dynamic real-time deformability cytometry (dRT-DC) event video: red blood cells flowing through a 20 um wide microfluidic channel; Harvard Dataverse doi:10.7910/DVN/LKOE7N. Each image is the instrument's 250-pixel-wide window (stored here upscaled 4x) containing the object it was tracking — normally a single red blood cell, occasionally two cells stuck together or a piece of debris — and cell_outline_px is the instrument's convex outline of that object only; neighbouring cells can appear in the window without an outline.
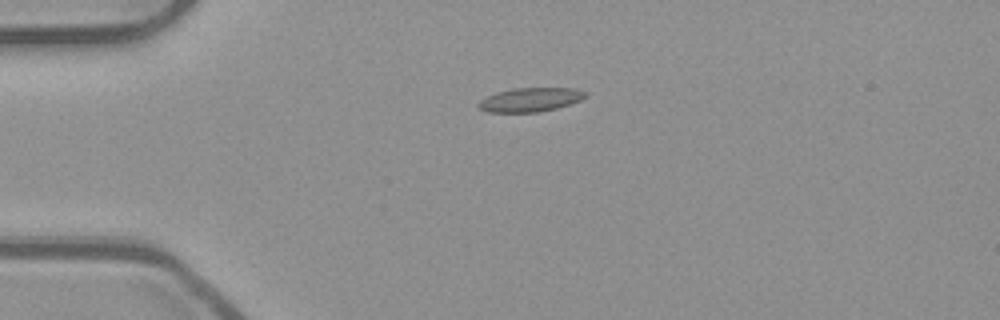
{"species": "common noctule bat (a hibernating species)", "species_latin": "Nyctalus noctula", "temperature_condition": "room temperature", "stored_images_in_passage": 41, "camera_frame_rate_fps": 3000, "um_per_image_px": 0.085, "animal": {"sex": "male", "body_mass_g": 23.1, "forearm_length_mm": 52.7}, "frame": {"image": 1, "passage_image": 1, "time_ms": 0.0, "image_size_px": [1000, 320], "cell_outline_px": [[588, 96], [580, 100], [556, 108], [536, 112], [488, 112], [480, 108], [476, 104], [480, 100], [496, 92], [512, 88], [576, 88], [584, 92]], "centroid_in_image_um": [45.05, 8.46], "position_along_channel_um": 39.9, "area_um2": 14.8}}
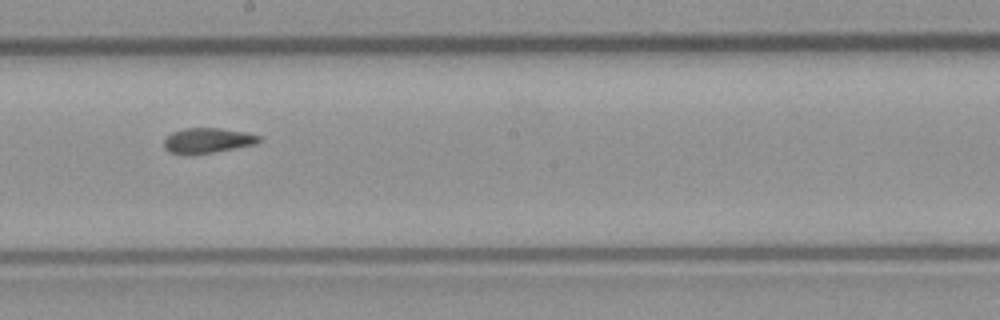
{"frame": {"image": 2, "passage_image": 18, "time_ms": 5.667, "image_size_px": [1000, 320], "cell_outline_px": [[260, 140], [256, 144], [212, 152], [168, 152], [164, 148], [164, 140], [172, 132], [184, 128], [220, 128], [244, 132], [260, 136]], "centroid_in_image_um": [17.65, 11.9], "position_along_channel_um": 230.5, "area_um2": 13.35}}
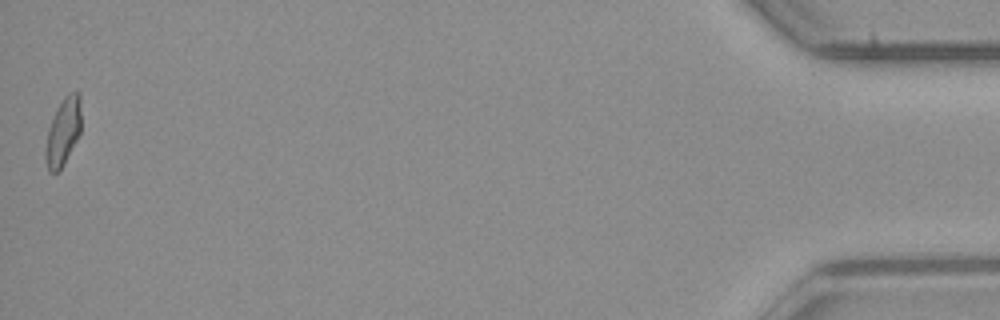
{"frame": {"image": 3, "passage_image": 41, "time_ms": 13.333, "image_size_px": [1000, 320], "cell_outline_px": [[80, 132], [64, 164], [56, 172], [48, 172], [44, 156], [44, 152], [48, 128], [56, 108], [64, 96], [68, 92], [80, 92]], "centroid_in_image_um": [5.34, 11.18], "position_along_channel_um": 429.9, "area_um2": 14.05}, "authors_computed_cell_mechanics": {"area_um2": 14.2188, "velocity_mm_per_s": 3.9002, "shape_relaxation_time_tau1_ms": null, "shape_relaxation_time_tau2_ms": 1.7307, "deformation_change_tau1": null, "deformation_change_tau2": 0.0702}}